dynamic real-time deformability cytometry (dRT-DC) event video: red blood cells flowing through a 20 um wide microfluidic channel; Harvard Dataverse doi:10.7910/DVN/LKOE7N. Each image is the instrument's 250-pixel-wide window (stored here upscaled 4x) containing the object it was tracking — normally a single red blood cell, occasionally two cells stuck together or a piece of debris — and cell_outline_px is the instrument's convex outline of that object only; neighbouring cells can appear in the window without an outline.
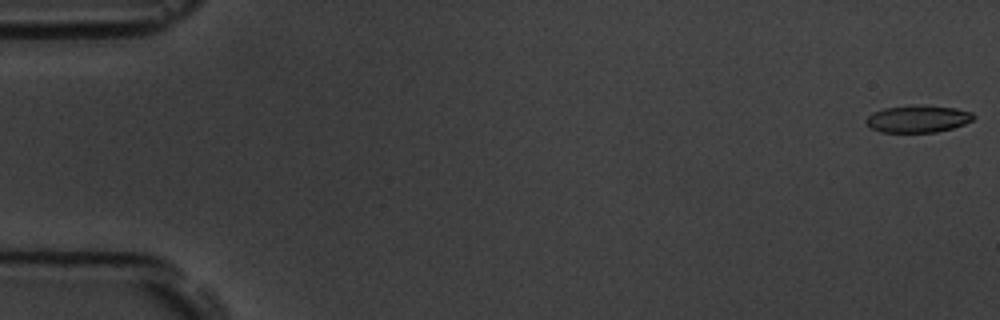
{"species": "common noctule bat (a hibernating species)", "species_latin": "Nyctalus noctula", "temperature_condition": "room temperature", "stored_images_in_passage": 9, "camera_frame_rate_fps": 3000, "um_per_image_px": 0.085, "animal": {"sex": "male", "body_mass_g": 19.5, "forearm_length_mm": 54.6}, "frame": {"image": 1, "passage_image": 1, "time_ms": 0.0, "image_size_px": [1000, 320], "cell_outline_px": [[976, 116], [972, 120], [964, 124], [952, 128], [936, 132], [880, 132], [872, 128], [864, 120], [872, 112], [884, 108], [956, 108], [972, 112]], "centroid_in_image_um": [78.02, 10.16], "position_along_channel_um": 7.0, "area_um2": 16.07}}
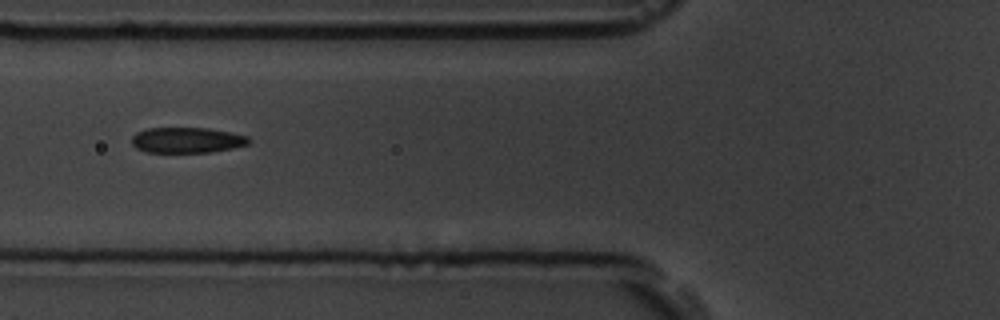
{"frame": {"image": 2, "passage_image": 7, "time_ms": 7.0, "image_size_px": [1000, 320], "cell_outline_px": [[252, 140], [248, 144], [232, 148], [208, 152], [148, 152], [136, 148], [132, 144], [132, 136], [136, 132], [148, 128], [208, 128], [232, 132], [248, 136]], "centroid_in_image_um": [15.9, 11.9], "position_along_channel_um": 109.9, "area_um2": 17.46}}
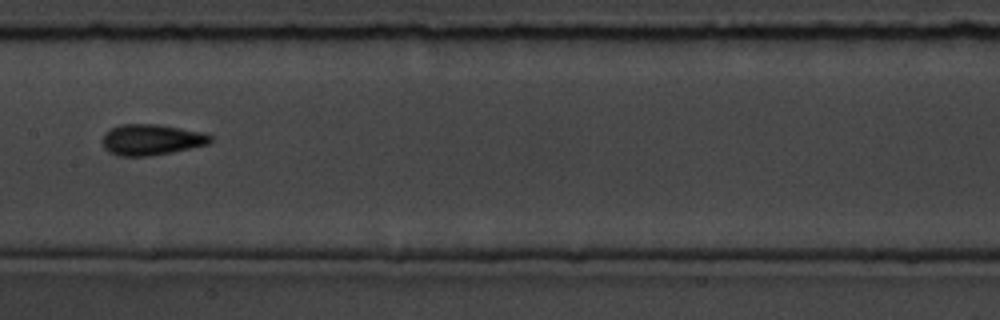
{"frame": {"image": 3, "passage_image": 9, "time_ms": 9.333, "image_size_px": [1000, 320], "cell_outline_px": [[212, 140], [208, 144], [172, 152], [152, 156], [120, 156], [108, 152], [104, 148], [104, 132], [120, 124], [160, 124], [204, 132], [212, 136]], "centroid_in_image_um": [12.88, 11.87], "position_along_channel_um": 194.5, "area_um2": 19.54}}